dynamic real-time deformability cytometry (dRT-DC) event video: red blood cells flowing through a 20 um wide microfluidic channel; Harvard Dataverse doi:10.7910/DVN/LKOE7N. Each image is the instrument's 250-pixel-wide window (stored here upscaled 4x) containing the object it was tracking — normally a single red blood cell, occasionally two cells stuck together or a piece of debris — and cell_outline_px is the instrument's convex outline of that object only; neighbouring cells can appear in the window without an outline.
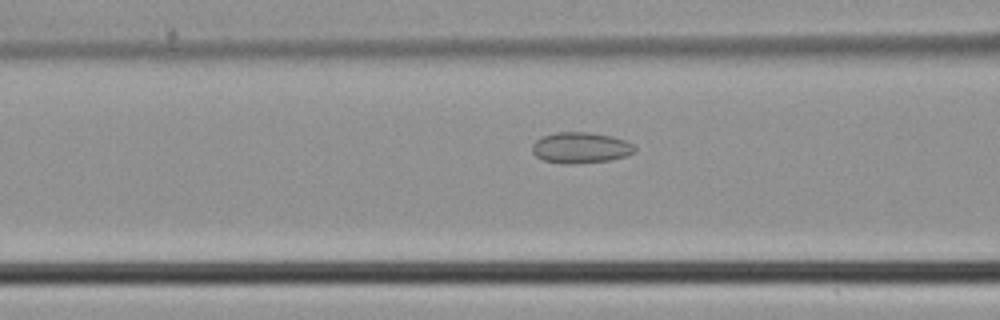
{"species": "common noctule bat (a hibernating species)", "species_latin": "Nyctalus noctula", "temperature_condition": "cold", "stored_images_in_passage": 28, "camera_frame_rate_fps": 3000, "um_per_image_px": 0.085, "animal": {"sex": "male", "body_mass_g": 21.5, "forearm_length_mm": 52.0}, "frame": {"image": 1, "passage_image": 8, "time_ms": 2.333, "image_size_px": [1000, 320], "cell_outline_px": [[636, 152], [624, 156], [608, 160], [572, 164], [564, 164], [544, 160], [536, 156], [532, 152], [532, 144], [540, 136], [556, 132], [588, 132], [612, 136], [624, 140], [632, 144], [636, 148]], "centroid_in_image_um": [49.32, 12.55], "position_along_channel_um": 117.3, "area_um2": 18.5}}
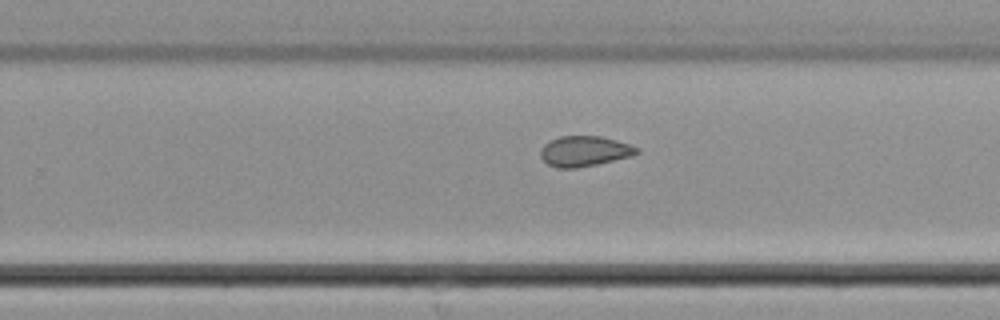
{"frame": {"image": 2, "passage_image": 19, "time_ms": 6.0, "image_size_px": [1000, 320], "cell_outline_px": [[640, 152], [632, 156], [596, 164], [576, 168], [556, 168], [548, 164], [540, 156], [540, 148], [548, 140], [560, 136], [600, 136], [616, 140], [640, 148]], "centroid_in_image_um": [49.66, 12.84], "position_along_channel_um": 280.1, "area_um2": 17.11}}
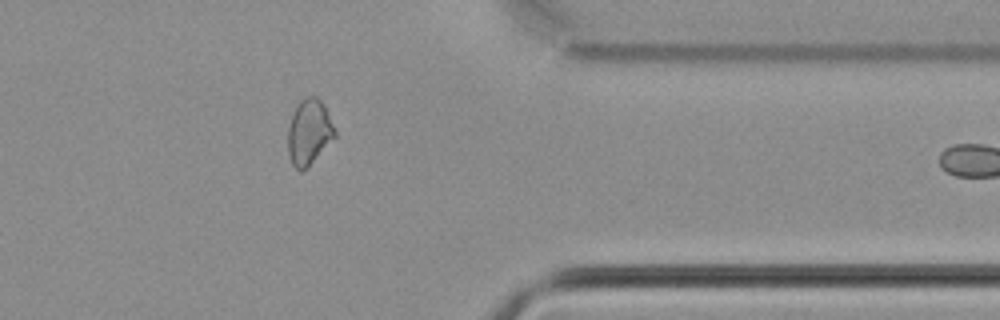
{"frame": {"image": 3, "passage_image": 27, "time_ms": 8.667, "image_size_px": [1000, 320], "cell_outline_px": [[336, 136], [300, 172], [292, 164], [288, 156], [288, 128], [292, 112], [296, 104], [304, 96], [316, 96], [320, 100], [336, 128]], "centroid_in_image_um": [26.24, 11.17], "position_along_channel_um": 385.2, "area_um2": 17.69}}